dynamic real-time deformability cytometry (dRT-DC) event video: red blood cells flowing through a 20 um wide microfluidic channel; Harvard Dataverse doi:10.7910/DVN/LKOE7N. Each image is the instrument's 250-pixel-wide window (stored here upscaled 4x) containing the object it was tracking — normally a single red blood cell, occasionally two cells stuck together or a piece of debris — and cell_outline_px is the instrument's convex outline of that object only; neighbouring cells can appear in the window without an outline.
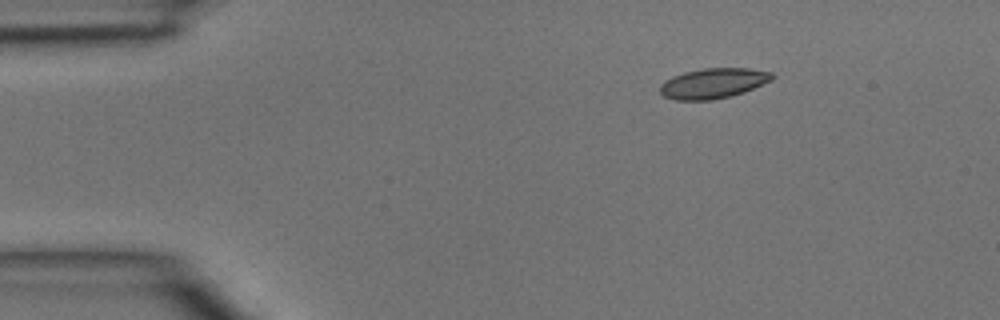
{"species": "common noctule bat (a hibernating species)", "species_latin": "Nyctalus noctula", "temperature_condition": "room temperature", "stored_images_in_passage": 5, "camera_frame_rate_fps": 3000, "um_per_image_px": 0.085, "animal": {"sex": "male", "body_mass_g": 15.6}, "frame": {"image": 1, "passage_image": 2, "time_ms": 0.333, "image_size_px": [1000, 320], "cell_outline_px": [[776, 76], [772, 80], [744, 92], [732, 96], [712, 100], [676, 100], [664, 96], [660, 92], [660, 84], [664, 80], [672, 76], [684, 72], [704, 68], [748, 68], [772, 72]], "centroid_in_image_um": [60.63, 7.08], "position_along_channel_um": 24.4, "area_um2": 19.88}}
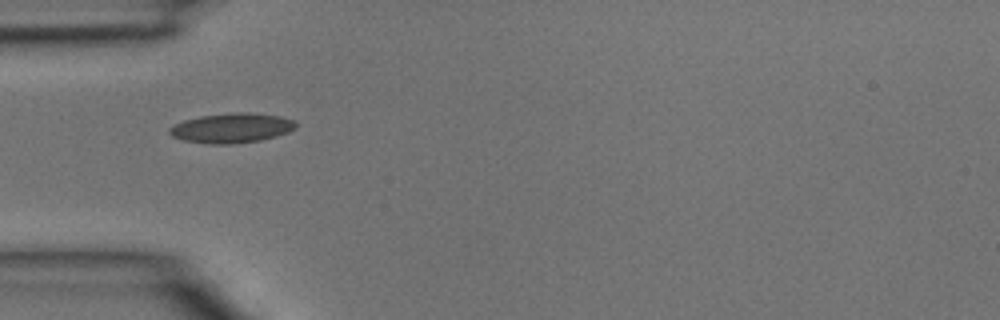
{"frame": {"image": 2, "passage_image": 4, "time_ms": 1.0, "image_size_px": [1000, 320], "cell_outline_px": [[296, 128], [288, 132], [276, 136], [260, 140], [232, 144], [208, 144], [184, 140], [172, 136], [168, 132], [168, 128], [184, 120], [200, 116], [236, 112], [248, 112], [280, 116], [296, 120]], "centroid_in_image_um": [19.7, 10.88], "position_along_channel_um": 65.3, "area_um2": 21.91}}
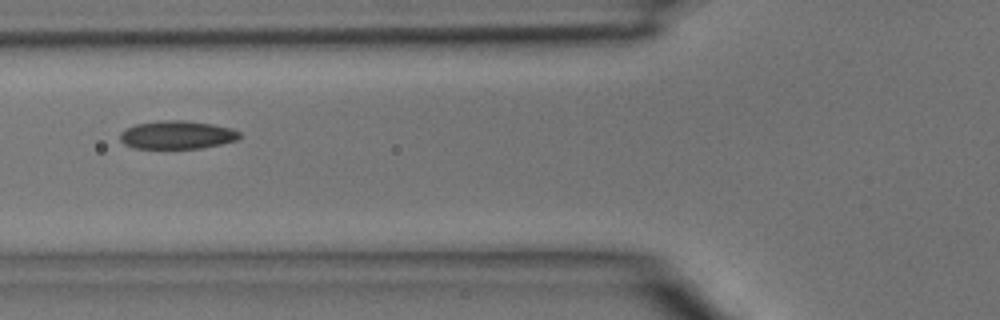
{"frame": {"image": 3, "passage_image": 5, "time_ms": 1.333, "image_size_px": [1000, 320], "cell_outline_px": [[244, 136], [236, 140], [220, 144], [200, 148], [132, 148], [124, 144], [120, 140], [120, 132], [124, 128], [136, 124], [160, 120], [184, 120], [212, 124], [232, 128], [240, 132]], "centroid_in_image_um": [15.04, 11.46], "position_along_channel_um": 110.8, "area_um2": 19.83}}